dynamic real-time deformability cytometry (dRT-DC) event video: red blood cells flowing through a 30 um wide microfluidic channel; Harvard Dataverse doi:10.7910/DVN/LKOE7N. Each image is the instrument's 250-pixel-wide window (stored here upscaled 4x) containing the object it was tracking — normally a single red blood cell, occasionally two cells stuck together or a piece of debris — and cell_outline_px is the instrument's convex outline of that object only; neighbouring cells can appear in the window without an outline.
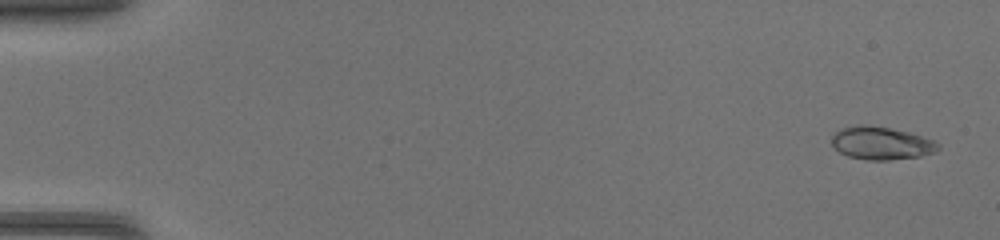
{"species": "common noctule bat (a hibernating species)", "species_latin": "Nyctalus noctula", "temperature_condition": "warm", "stored_images_in_passage": 46, "camera_frame_rate_fps": 3000, "um_per_image_px": 0.085, "animal": {"sex": "female", "body_mass_g": 17.0, "forearm_length_mm": 48.0}, "frame": {"image": 1, "passage_image": 2, "time_ms": 0.333, "image_size_px": [1000, 240], "cell_outline_px": [[940, 148], [936, 152], [920, 156], [888, 160], [868, 160], [848, 156], [840, 152], [832, 144], [832, 136], [840, 128], [860, 124], [864, 124], [888, 128], [908, 132], [932, 140], [940, 144]], "centroid_in_image_um": [74.9, 12.17], "position_along_channel_um": 10.1, "area_um2": 20.23}}
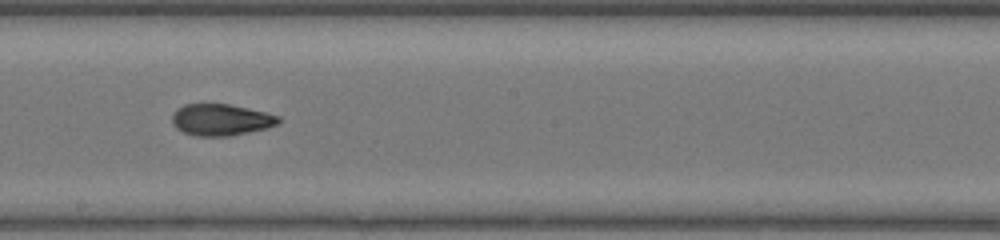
{"frame": {"image": 2, "passage_image": 27, "time_ms": 8.667, "image_size_px": [1000, 240], "cell_outline_px": [[280, 120], [276, 124], [268, 128], [228, 136], [196, 136], [184, 132], [176, 128], [172, 124], [172, 116], [176, 108], [184, 104], [228, 104], [248, 108], [280, 116]], "centroid_in_image_um": [18.75, 10.18], "position_along_channel_um": 229.4, "area_um2": 19.54}}
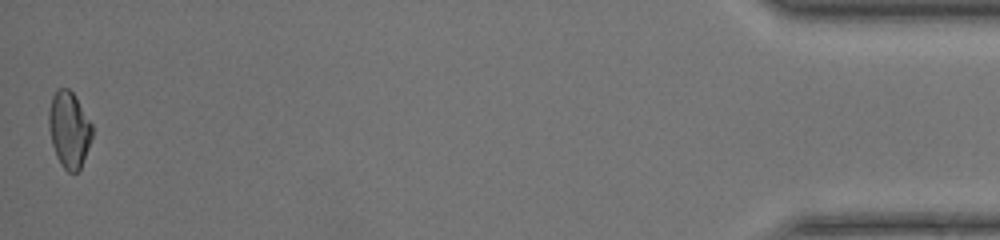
{"frame": {"image": 3, "passage_image": 46, "time_ms": 15.0, "image_size_px": [1000, 240], "cell_outline_px": [[92, 136], [88, 148], [80, 168], [76, 172], [68, 172], [60, 164], [56, 156], [52, 144], [48, 128], [48, 112], [52, 96], [56, 88], [68, 88], [72, 92], [92, 124]], "centroid_in_image_um": [5.84, 11.01], "position_along_channel_um": 429.4, "area_um2": 19.19}}